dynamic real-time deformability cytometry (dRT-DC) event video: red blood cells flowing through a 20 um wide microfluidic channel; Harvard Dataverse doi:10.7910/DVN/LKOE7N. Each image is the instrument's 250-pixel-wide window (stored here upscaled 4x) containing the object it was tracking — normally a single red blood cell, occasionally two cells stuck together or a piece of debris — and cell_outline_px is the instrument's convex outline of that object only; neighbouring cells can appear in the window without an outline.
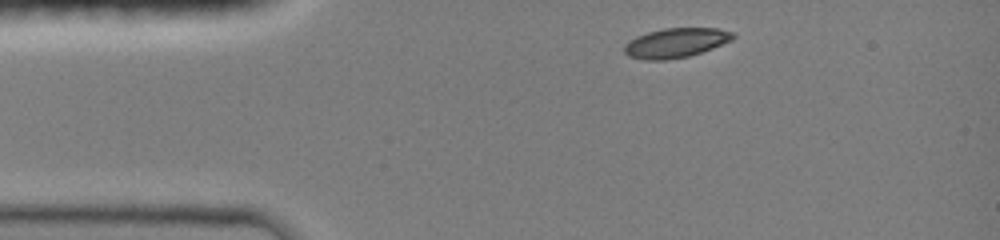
{"species": "common noctule bat (a hibernating species)", "species_latin": "Nyctalus noctula", "temperature_condition": "room temperature", "stored_images_in_passage": 8, "camera_frame_rate_fps": 3000, "um_per_image_px": 0.085, "animal": {"sex": "female", "body_mass_g": 19.0, "forearm_length_mm": 51.5}, "frame": {"image": 1, "passage_image": 1, "time_ms": 0.0, "image_size_px": [1000, 240], "cell_outline_px": [[736, 36], [732, 40], [712, 48], [688, 56], [664, 60], [644, 60], [628, 56], [624, 52], [624, 44], [628, 40], [636, 36], [648, 32], [664, 28], [720, 28], [732, 32]], "centroid_in_image_um": [57.41, 3.63], "position_along_channel_um": 27.6, "area_um2": 18.73}}
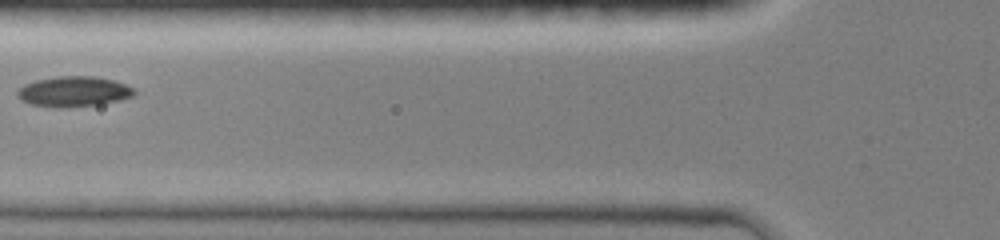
{"frame": {"image": 2, "passage_image": 4, "time_ms": 3.333, "image_size_px": [1000, 240], "cell_outline_px": [[136, 92], [132, 96], [120, 100], [96, 104], [56, 108], [32, 104], [24, 100], [16, 92], [24, 84], [36, 80], [56, 76], [92, 76], [112, 80], [124, 84], [132, 88]], "centroid_in_image_um": [6.26, 7.77], "position_along_channel_um": 119.5, "area_um2": 20.17}}
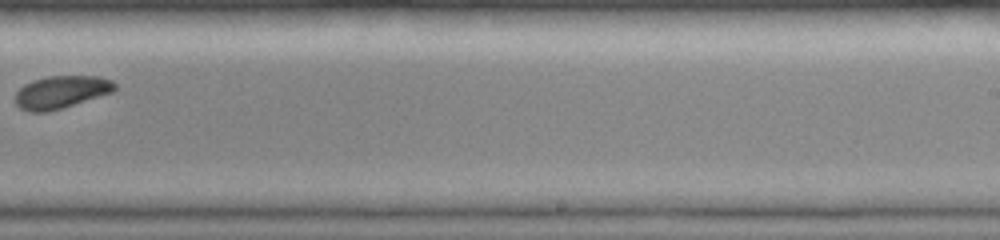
{"frame": {"image": 3, "passage_image": 8, "time_ms": 7.333, "image_size_px": [1000, 240], "cell_outline_px": [[116, 88], [112, 92], [48, 112], [28, 112], [20, 108], [16, 104], [16, 92], [24, 84], [32, 80], [48, 76], [100, 76], [112, 80], [116, 84]], "centroid_in_image_um": [5.18, 7.82], "position_along_channel_um": 283.8, "area_um2": 18.84}}